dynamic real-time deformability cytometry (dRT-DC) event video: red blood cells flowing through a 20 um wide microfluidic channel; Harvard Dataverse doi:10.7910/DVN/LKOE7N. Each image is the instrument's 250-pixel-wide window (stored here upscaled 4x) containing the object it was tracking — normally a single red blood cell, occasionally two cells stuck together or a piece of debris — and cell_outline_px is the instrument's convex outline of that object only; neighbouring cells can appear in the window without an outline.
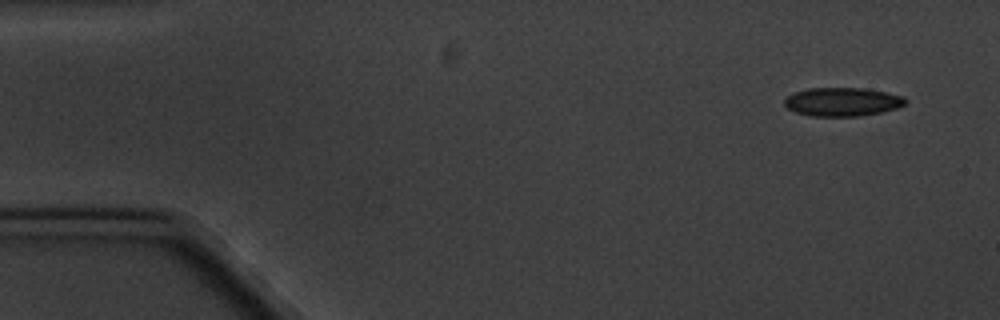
{"species": "common noctule bat (a hibernating species)", "species_latin": "Nyctalus noctula", "temperature_condition": "cold", "stored_images_in_passage": 8, "camera_frame_rate_fps": 3000, "um_per_image_px": 0.085, "animal": {"sex": "male", "body_mass_g": 20.1, "forearm_length_mm": 53.5}, "frame": {"image": 1, "passage_image": 1, "time_ms": 0.0, "image_size_px": [1000, 320], "cell_outline_px": [[908, 100], [904, 104], [896, 108], [880, 112], [860, 116], [808, 116], [796, 112], [788, 108], [784, 104], [784, 100], [792, 92], [808, 88], [864, 88], [904, 96]], "centroid_in_image_um": [71.57, 8.65], "position_along_channel_um": 13.4, "area_um2": 20.17}}
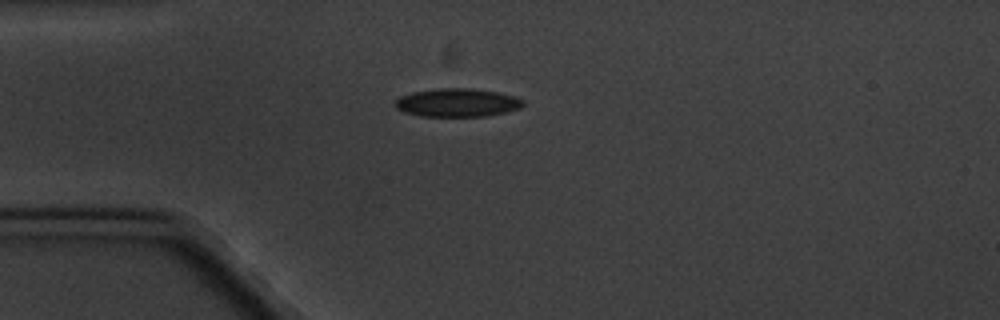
{"frame": {"image": 2, "passage_image": 4, "time_ms": 3.667, "image_size_px": [1000, 320], "cell_outline_px": [[524, 104], [520, 108], [508, 112], [484, 116], [420, 116], [404, 112], [396, 108], [396, 100], [400, 96], [412, 92], [440, 88], [472, 88], [500, 92], [524, 100]], "centroid_in_image_um": [38.89, 8.72], "position_along_channel_um": 46.1, "area_um2": 21.15}}